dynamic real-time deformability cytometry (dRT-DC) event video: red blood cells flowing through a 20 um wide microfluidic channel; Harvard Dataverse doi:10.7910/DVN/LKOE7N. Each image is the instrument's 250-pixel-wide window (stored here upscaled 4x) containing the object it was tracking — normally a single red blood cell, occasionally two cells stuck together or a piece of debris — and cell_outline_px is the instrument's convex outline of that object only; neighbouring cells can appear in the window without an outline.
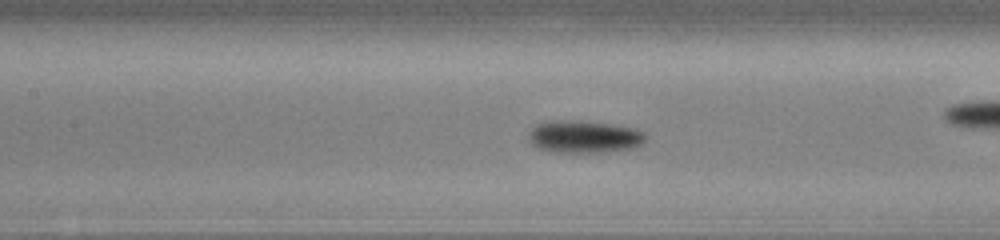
{"species": "common noctule bat (a hibernating species)", "species_latin": "Nyctalus noctula", "temperature_condition": "cold", "stored_images_in_passage": 54, "camera_frame_rate_fps": 3000, "um_per_image_px": 0.085, "animal": {"sex": "male", "body_mass_g": 13.0, "forearm_length_mm": 53.1}, "frame": {"image": 1, "passage_image": 24, "time_ms": 7.667, "image_size_px": [1000, 240], "cell_outline_px": [[648, 136], [640, 144], [632, 148], [600, 152], [552, 152], [540, 148], [532, 144], [528, 140], [528, 132], [536, 124], [548, 120], [580, 120], [612, 124], [636, 128]], "centroid_in_image_um": [49.61, 11.6], "position_along_channel_um": 157.8, "area_um2": 22.25}}
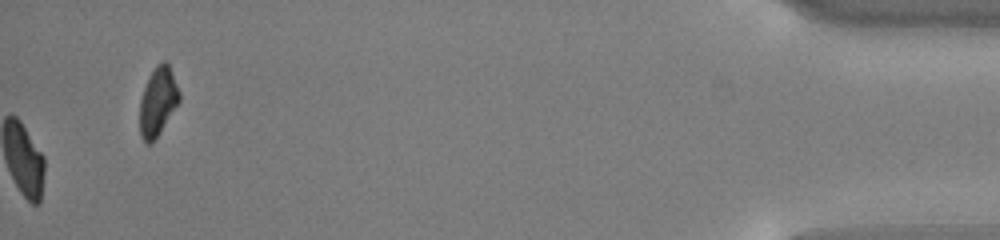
{"frame": {"image": 2, "passage_image": 54, "time_ms": 17.667, "image_size_px": [1000, 240], "cell_outline_px": [[180, 100], [152, 144], [144, 144], [140, 136], [140, 100], [144, 88], [156, 64], [164, 60], [168, 64], [180, 92]], "centroid_in_image_um": [13.4, 8.66], "position_along_channel_um": 421.8, "area_um2": 15.61}, "authors_computed_cell_mechanics": {"area_um2": 19.652, "velocity_mm_per_s": 3.7378, "shape_relaxation_time_tau1_ms": 2.0048, "shape_relaxation_time_tau2_ms": null, "deformation_change_tau1": 0.0806, "deformation_change_tau2": null}}